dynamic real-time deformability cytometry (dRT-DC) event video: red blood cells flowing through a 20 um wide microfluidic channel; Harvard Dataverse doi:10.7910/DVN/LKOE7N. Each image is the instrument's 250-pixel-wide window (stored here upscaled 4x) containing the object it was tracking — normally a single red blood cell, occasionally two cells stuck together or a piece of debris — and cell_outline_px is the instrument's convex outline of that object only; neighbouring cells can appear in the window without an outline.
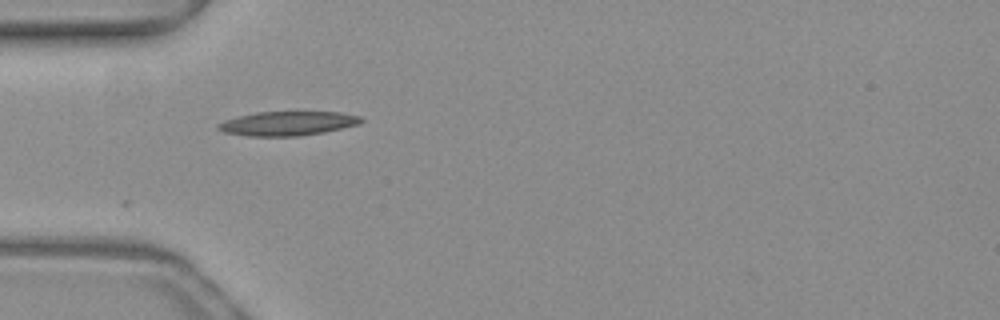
{"species": "common noctule bat (a hibernating species)", "species_latin": "Nyctalus noctula", "temperature_condition": "warm", "stored_images_in_passage": 3, "camera_frame_rate_fps": 3000, "um_per_image_px": 0.085, "animal": {"sex": "female", "body_mass_g": 19.3, "forearm_length_mm": 54.1}, "frame": {"image": 1, "passage_image": 1, "time_ms": 0.0, "image_size_px": [1000, 320], "cell_outline_px": [[364, 120], [360, 124], [324, 132], [300, 136], [248, 136], [224, 132], [216, 128], [216, 124], [224, 120], [256, 112], [340, 112], [360, 116]], "centroid_in_image_um": [24.45, 10.49], "position_along_channel_um": 60.5, "area_um2": 20.17}}